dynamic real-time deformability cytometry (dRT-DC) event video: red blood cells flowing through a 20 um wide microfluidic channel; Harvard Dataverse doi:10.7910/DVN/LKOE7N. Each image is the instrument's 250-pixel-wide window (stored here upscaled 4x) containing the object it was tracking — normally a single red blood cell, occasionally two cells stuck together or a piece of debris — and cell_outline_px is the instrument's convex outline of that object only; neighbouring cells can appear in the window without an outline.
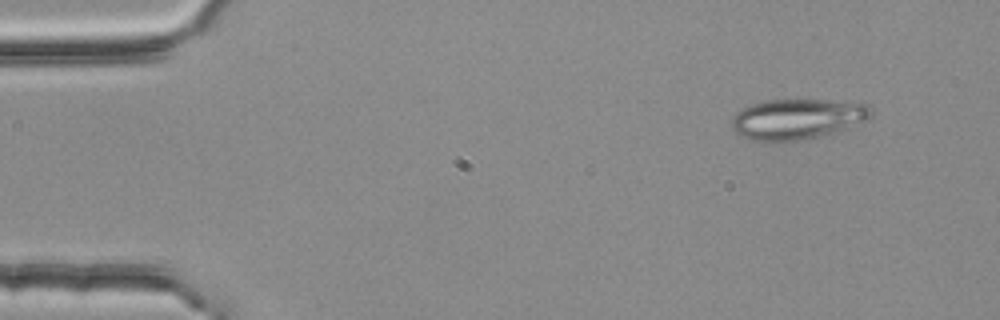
{"species": "common noctule bat (a hibernating species)", "species_latin": "Nyctalus noctula", "temperature_condition": "room temperature", "stored_images_in_passage": 4, "camera_frame_rate_fps": 3000, "um_per_image_px": 0.085, "animal": {"sex": "female", "body_mass_g": 25.1}, "frame": {"image": 1, "passage_image": 1, "time_ms": 0.0, "image_size_px": [1000, 320], "cell_outline_px": [[872, 112], [864, 120], [844, 128], [820, 136], [796, 140], [748, 140], [740, 136], [732, 128], [732, 116], [736, 112], [748, 104], [764, 100], [828, 100], [868, 104]], "centroid_in_image_um": [67.67, 10.09], "position_along_channel_um": 17.3, "area_um2": 32.31}}